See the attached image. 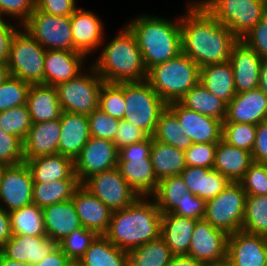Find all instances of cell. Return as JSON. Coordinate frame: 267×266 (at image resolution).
I'll return each instance as SVG.
<instances>
[{
  "label": "cell",
  "mask_w": 267,
  "mask_h": 266,
  "mask_svg": "<svg viewBox=\"0 0 267 266\" xmlns=\"http://www.w3.org/2000/svg\"><path fill=\"white\" fill-rule=\"evenodd\" d=\"M258 88L267 95V59H263L261 63Z\"/></svg>",
  "instance_id": "62"
},
{
  "label": "cell",
  "mask_w": 267,
  "mask_h": 266,
  "mask_svg": "<svg viewBox=\"0 0 267 266\" xmlns=\"http://www.w3.org/2000/svg\"><path fill=\"white\" fill-rule=\"evenodd\" d=\"M126 121L133 123L152 136L160 113L167 107L164 100L145 80L142 82H124Z\"/></svg>",
  "instance_id": "8"
},
{
  "label": "cell",
  "mask_w": 267,
  "mask_h": 266,
  "mask_svg": "<svg viewBox=\"0 0 267 266\" xmlns=\"http://www.w3.org/2000/svg\"><path fill=\"white\" fill-rule=\"evenodd\" d=\"M24 161L23 142L0 128V164L8 166Z\"/></svg>",
  "instance_id": "51"
},
{
  "label": "cell",
  "mask_w": 267,
  "mask_h": 266,
  "mask_svg": "<svg viewBox=\"0 0 267 266\" xmlns=\"http://www.w3.org/2000/svg\"><path fill=\"white\" fill-rule=\"evenodd\" d=\"M178 102L186 108L220 120L222 123L225 120L227 104L210 93L200 82L193 86Z\"/></svg>",
  "instance_id": "36"
},
{
  "label": "cell",
  "mask_w": 267,
  "mask_h": 266,
  "mask_svg": "<svg viewBox=\"0 0 267 266\" xmlns=\"http://www.w3.org/2000/svg\"><path fill=\"white\" fill-rule=\"evenodd\" d=\"M188 192L205 202L221 193L230 181L215 169L186 166L180 173Z\"/></svg>",
  "instance_id": "30"
},
{
  "label": "cell",
  "mask_w": 267,
  "mask_h": 266,
  "mask_svg": "<svg viewBox=\"0 0 267 266\" xmlns=\"http://www.w3.org/2000/svg\"><path fill=\"white\" fill-rule=\"evenodd\" d=\"M30 84L10 76L0 84V112L25 105Z\"/></svg>",
  "instance_id": "47"
},
{
  "label": "cell",
  "mask_w": 267,
  "mask_h": 266,
  "mask_svg": "<svg viewBox=\"0 0 267 266\" xmlns=\"http://www.w3.org/2000/svg\"><path fill=\"white\" fill-rule=\"evenodd\" d=\"M82 227L104 235L110 226L112 211L96 196L80 185L72 196Z\"/></svg>",
  "instance_id": "24"
},
{
  "label": "cell",
  "mask_w": 267,
  "mask_h": 266,
  "mask_svg": "<svg viewBox=\"0 0 267 266\" xmlns=\"http://www.w3.org/2000/svg\"><path fill=\"white\" fill-rule=\"evenodd\" d=\"M97 236L95 231L81 227L60 241L58 246L72 263H77Z\"/></svg>",
  "instance_id": "45"
},
{
  "label": "cell",
  "mask_w": 267,
  "mask_h": 266,
  "mask_svg": "<svg viewBox=\"0 0 267 266\" xmlns=\"http://www.w3.org/2000/svg\"><path fill=\"white\" fill-rule=\"evenodd\" d=\"M70 266H80V265L77 263H72Z\"/></svg>",
  "instance_id": "67"
},
{
  "label": "cell",
  "mask_w": 267,
  "mask_h": 266,
  "mask_svg": "<svg viewBox=\"0 0 267 266\" xmlns=\"http://www.w3.org/2000/svg\"><path fill=\"white\" fill-rule=\"evenodd\" d=\"M240 183L247 195H267V164L254 161Z\"/></svg>",
  "instance_id": "49"
},
{
  "label": "cell",
  "mask_w": 267,
  "mask_h": 266,
  "mask_svg": "<svg viewBox=\"0 0 267 266\" xmlns=\"http://www.w3.org/2000/svg\"><path fill=\"white\" fill-rule=\"evenodd\" d=\"M4 165L0 164V186H1V178L3 174Z\"/></svg>",
  "instance_id": "66"
},
{
  "label": "cell",
  "mask_w": 267,
  "mask_h": 266,
  "mask_svg": "<svg viewBox=\"0 0 267 266\" xmlns=\"http://www.w3.org/2000/svg\"><path fill=\"white\" fill-rule=\"evenodd\" d=\"M217 143H193L185 153L186 166L213 169Z\"/></svg>",
  "instance_id": "50"
},
{
  "label": "cell",
  "mask_w": 267,
  "mask_h": 266,
  "mask_svg": "<svg viewBox=\"0 0 267 266\" xmlns=\"http://www.w3.org/2000/svg\"><path fill=\"white\" fill-rule=\"evenodd\" d=\"M31 126L32 120L26 104L0 112V128L18 137L22 142Z\"/></svg>",
  "instance_id": "43"
},
{
  "label": "cell",
  "mask_w": 267,
  "mask_h": 266,
  "mask_svg": "<svg viewBox=\"0 0 267 266\" xmlns=\"http://www.w3.org/2000/svg\"><path fill=\"white\" fill-rule=\"evenodd\" d=\"M87 57L78 51L46 50L44 61V84L56 86L76 78L85 71Z\"/></svg>",
  "instance_id": "23"
},
{
  "label": "cell",
  "mask_w": 267,
  "mask_h": 266,
  "mask_svg": "<svg viewBox=\"0 0 267 266\" xmlns=\"http://www.w3.org/2000/svg\"><path fill=\"white\" fill-rule=\"evenodd\" d=\"M241 40L262 59H267V12Z\"/></svg>",
  "instance_id": "54"
},
{
  "label": "cell",
  "mask_w": 267,
  "mask_h": 266,
  "mask_svg": "<svg viewBox=\"0 0 267 266\" xmlns=\"http://www.w3.org/2000/svg\"><path fill=\"white\" fill-rule=\"evenodd\" d=\"M22 27L46 50L73 51L70 16H55L35 8Z\"/></svg>",
  "instance_id": "12"
},
{
  "label": "cell",
  "mask_w": 267,
  "mask_h": 266,
  "mask_svg": "<svg viewBox=\"0 0 267 266\" xmlns=\"http://www.w3.org/2000/svg\"><path fill=\"white\" fill-rule=\"evenodd\" d=\"M149 135L133 123L125 119H119L118 129L114 138V144L117 150L130 144L141 142L147 139Z\"/></svg>",
  "instance_id": "53"
},
{
  "label": "cell",
  "mask_w": 267,
  "mask_h": 266,
  "mask_svg": "<svg viewBox=\"0 0 267 266\" xmlns=\"http://www.w3.org/2000/svg\"><path fill=\"white\" fill-rule=\"evenodd\" d=\"M167 107L176 115L184 134L193 143H218L222 139L220 120L197 113L179 102L169 103Z\"/></svg>",
  "instance_id": "18"
},
{
  "label": "cell",
  "mask_w": 267,
  "mask_h": 266,
  "mask_svg": "<svg viewBox=\"0 0 267 266\" xmlns=\"http://www.w3.org/2000/svg\"><path fill=\"white\" fill-rule=\"evenodd\" d=\"M207 266H232V265L227 260H225L219 263L209 264Z\"/></svg>",
  "instance_id": "65"
},
{
  "label": "cell",
  "mask_w": 267,
  "mask_h": 266,
  "mask_svg": "<svg viewBox=\"0 0 267 266\" xmlns=\"http://www.w3.org/2000/svg\"><path fill=\"white\" fill-rule=\"evenodd\" d=\"M174 255L161 237L128 251L129 266H168Z\"/></svg>",
  "instance_id": "39"
},
{
  "label": "cell",
  "mask_w": 267,
  "mask_h": 266,
  "mask_svg": "<svg viewBox=\"0 0 267 266\" xmlns=\"http://www.w3.org/2000/svg\"><path fill=\"white\" fill-rule=\"evenodd\" d=\"M181 16L182 53L200 68L229 61L238 38L198 1L188 2Z\"/></svg>",
  "instance_id": "1"
},
{
  "label": "cell",
  "mask_w": 267,
  "mask_h": 266,
  "mask_svg": "<svg viewBox=\"0 0 267 266\" xmlns=\"http://www.w3.org/2000/svg\"><path fill=\"white\" fill-rule=\"evenodd\" d=\"M242 231L267 236V195H247Z\"/></svg>",
  "instance_id": "42"
},
{
  "label": "cell",
  "mask_w": 267,
  "mask_h": 266,
  "mask_svg": "<svg viewBox=\"0 0 267 266\" xmlns=\"http://www.w3.org/2000/svg\"><path fill=\"white\" fill-rule=\"evenodd\" d=\"M57 246L47 236L12 235L0 248V252L8 259L35 265Z\"/></svg>",
  "instance_id": "22"
},
{
  "label": "cell",
  "mask_w": 267,
  "mask_h": 266,
  "mask_svg": "<svg viewBox=\"0 0 267 266\" xmlns=\"http://www.w3.org/2000/svg\"><path fill=\"white\" fill-rule=\"evenodd\" d=\"M31 171L33 183H49L60 179H77L74 160L61 154L25 159Z\"/></svg>",
  "instance_id": "29"
},
{
  "label": "cell",
  "mask_w": 267,
  "mask_h": 266,
  "mask_svg": "<svg viewBox=\"0 0 267 266\" xmlns=\"http://www.w3.org/2000/svg\"><path fill=\"white\" fill-rule=\"evenodd\" d=\"M150 156L158 181L170 176L180 175L186 167L183 150L155 139H153Z\"/></svg>",
  "instance_id": "35"
},
{
  "label": "cell",
  "mask_w": 267,
  "mask_h": 266,
  "mask_svg": "<svg viewBox=\"0 0 267 266\" xmlns=\"http://www.w3.org/2000/svg\"><path fill=\"white\" fill-rule=\"evenodd\" d=\"M87 72L55 86L62 111L89 115L99 108V94L104 81L93 67Z\"/></svg>",
  "instance_id": "11"
},
{
  "label": "cell",
  "mask_w": 267,
  "mask_h": 266,
  "mask_svg": "<svg viewBox=\"0 0 267 266\" xmlns=\"http://www.w3.org/2000/svg\"><path fill=\"white\" fill-rule=\"evenodd\" d=\"M12 230L9 212L0 207V248L11 238Z\"/></svg>",
  "instance_id": "60"
},
{
  "label": "cell",
  "mask_w": 267,
  "mask_h": 266,
  "mask_svg": "<svg viewBox=\"0 0 267 266\" xmlns=\"http://www.w3.org/2000/svg\"><path fill=\"white\" fill-rule=\"evenodd\" d=\"M34 9L35 0H0V17H16L21 26L29 19Z\"/></svg>",
  "instance_id": "52"
},
{
  "label": "cell",
  "mask_w": 267,
  "mask_h": 266,
  "mask_svg": "<svg viewBox=\"0 0 267 266\" xmlns=\"http://www.w3.org/2000/svg\"><path fill=\"white\" fill-rule=\"evenodd\" d=\"M246 197L240 182H230L216 197L206 201L204 219L227 235L242 230Z\"/></svg>",
  "instance_id": "10"
},
{
  "label": "cell",
  "mask_w": 267,
  "mask_h": 266,
  "mask_svg": "<svg viewBox=\"0 0 267 266\" xmlns=\"http://www.w3.org/2000/svg\"><path fill=\"white\" fill-rule=\"evenodd\" d=\"M256 129L255 124L222 123V139L230 145L252 152Z\"/></svg>",
  "instance_id": "46"
},
{
  "label": "cell",
  "mask_w": 267,
  "mask_h": 266,
  "mask_svg": "<svg viewBox=\"0 0 267 266\" xmlns=\"http://www.w3.org/2000/svg\"><path fill=\"white\" fill-rule=\"evenodd\" d=\"M61 135L60 118L52 121L32 123L23 141L24 159L58 153Z\"/></svg>",
  "instance_id": "26"
},
{
  "label": "cell",
  "mask_w": 267,
  "mask_h": 266,
  "mask_svg": "<svg viewBox=\"0 0 267 266\" xmlns=\"http://www.w3.org/2000/svg\"><path fill=\"white\" fill-rule=\"evenodd\" d=\"M35 8L55 16H70L78 7L76 0H35Z\"/></svg>",
  "instance_id": "56"
},
{
  "label": "cell",
  "mask_w": 267,
  "mask_h": 266,
  "mask_svg": "<svg viewBox=\"0 0 267 266\" xmlns=\"http://www.w3.org/2000/svg\"><path fill=\"white\" fill-rule=\"evenodd\" d=\"M92 67L104 82H142L147 78L141 50L135 35L127 26L101 48Z\"/></svg>",
  "instance_id": "4"
},
{
  "label": "cell",
  "mask_w": 267,
  "mask_h": 266,
  "mask_svg": "<svg viewBox=\"0 0 267 266\" xmlns=\"http://www.w3.org/2000/svg\"><path fill=\"white\" fill-rule=\"evenodd\" d=\"M188 193L181 175L170 176L158 182V188L151 196L161 213H171Z\"/></svg>",
  "instance_id": "41"
},
{
  "label": "cell",
  "mask_w": 267,
  "mask_h": 266,
  "mask_svg": "<svg viewBox=\"0 0 267 266\" xmlns=\"http://www.w3.org/2000/svg\"><path fill=\"white\" fill-rule=\"evenodd\" d=\"M91 137L101 138L114 142L118 129L119 119L109 116L101 109H95L87 115Z\"/></svg>",
  "instance_id": "48"
},
{
  "label": "cell",
  "mask_w": 267,
  "mask_h": 266,
  "mask_svg": "<svg viewBox=\"0 0 267 266\" xmlns=\"http://www.w3.org/2000/svg\"><path fill=\"white\" fill-rule=\"evenodd\" d=\"M22 29V30H20ZM14 35L7 65L10 76L32 84H44L43 48L23 27Z\"/></svg>",
  "instance_id": "9"
},
{
  "label": "cell",
  "mask_w": 267,
  "mask_h": 266,
  "mask_svg": "<svg viewBox=\"0 0 267 266\" xmlns=\"http://www.w3.org/2000/svg\"><path fill=\"white\" fill-rule=\"evenodd\" d=\"M81 185L112 212L128 207L139 197L117 167L94 174Z\"/></svg>",
  "instance_id": "13"
},
{
  "label": "cell",
  "mask_w": 267,
  "mask_h": 266,
  "mask_svg": "<svg viewBox=\"0 0 267 266\" xmlns=\"http://www.w3.org/2000/svg\"><path fill=\"white\" fill-rule=\"evenodd\" d=\"M78 179H60L49 183H33V204L41 209L51 204L70 201L80 186Z\"/></svg>",
  "instance_id": "37"
},
{
  "label": "cell",
  "mask_w": 267,
  "mask_h": 266,
  "mask_svg": "<svg viewBox=\"0 0 267 266\" xmlns=\"http://www.w3.org/2000/svg\"><path fill=\"white\" fill-rule=\"evenodd\" d=\"M198 220L162 213L160 237L173 255H188L191 237Z\"/></svg>",
  "instance_id": "32"
},
{
  "label": "cell",
  "mask_w": 267,
  "mask_h": 266,
  "mask_svg": "<svg viewBox=\"0 0 267 266\" xmlns=\"http://www.w3.org/2000/svg\"><path fill=\"white\" fill-rule=\"evenodd\" d=\"M206 202L192 193L188 192L179 203V205L171 212L181 217H190L197 220L204 219Z\"/></svg>",
  "instance_id": "55"
},
{
  "label": "cell",
  "mask_w": 267,
  "mask_h": 266,
  "mask_svg": "<svg viewBox=\"0 0 267 266\" xmlns=\"http://www.w3.org/2000/svg\"><path fill=\"white\" fill-rule=\"evenodd\" d=\"M77 264L80 266H129L128 252L116 247L104 235H98Z\"/></svg>",
  "instance_id": "34"
},
{
  "label": "cell",
  "mask_w": 267,
  "mask_h": 266,
  "mask_svg": "<svg viewBox=\"0 0 267 266\" xmlns=\"http://www.w3.org/2000/svg\"><path fill=\"white\" fill-rule=\"evenodd\" d=\"M253 162L252 152L230 145L223 139L217 143L213 169L230 182H240Z\"/></svg>",
  "instance_id": "28"
},
{
  "label": "cell",
  "mask_w": 267,
  "mask_h": 266,
  "mask_svg": "<svg viewBox=\"0 0 267 266\" xmlns=\"http://www.w3.org/2000/svg\"><path fill=\"white\" fill-rule=\"evenodd\" d=\"M124 82H103L99 94V109L117 119H123L125 112Z\"/></svg>",
  "instance_id": "44"
},
{
  "label": "cell",
  "mask_w": 267,
  "mask_h": 266,
  "mask_svg": "<svg viewBox=\"0 0 267 266\" xmlns=\"http://www.w3.org/2000/svg\"><path fill=\"white\" fill-rule=\"evenodd\" d=\"M70 24L73 33V51L91 55L104 43V25L102 20L90 10L77 8L70 15Z\"/></svg>",
  "instance_id": "19"
},
{
  "label": "cell",
  "mask_w": 267,
  "mask_h": 266,
  "mask_svg": "<svg viewBox=\"0 0 267 266\" xmlns=\"http://www.w3.org/2000/svg\"><path fill=\"white\" fill-rule=\"evenodd\" d=\"M227 261L232 266H267V236L242 230L228 235Z\"/></svg>",
  "instance_id": "17"
},
{
  "label": "cell",
  "mask_w": 267,
  "mask_h": 266,
  "mask_svg": "<svg viewBox=\"0 0 267 266\" xmlns=\"http://www.w3.org/2000/svg\"><path fill=\"white\" fill-rule=\"evenodd\" d=\"M198 2L238 39L243 38L267 12V0H201Z\"/></svg>",
  "instance_id": "7"
},
{
  "label": "cell",
  "mask_w": 267,
  "mask_h": 266,
  "mask_svg": "<svg viewBox=\"0 0 267 266\" xmlns=\"http://www.w3.org/2000/svg\"><path fill=\"white\" fill-rule=\"evenodd\" d=\"M262 60L243 40L238 39L233 45L229 61L237 94L258 88Z\"/></svg>",
  "instance_id": "20"
},
{
  "label": "cell",
  "mask_w": 267,
  "mask_h": 266,
  "mask_svg": "<svg viewBox=\"0 0 267 266\" xmlns=\"http://www.w3.org/2000/svg\"><path fill=\"white\" fill-rule=\"evenodd\" d=\"M152 138L183 151L193 144L184 134L176 115L168 107L160 113Z\"/></svg>",
  "instance_id": "38"
},
{
  "label": "cell",
  "mask_w": 267,
  "mask_h": 266,
  "mask_svg": "<svg viewBox=\"0 0 267 266\" xmlns=\"http://www.w3.org/2000/svg\"><path fill=\"white\" fill-rule=\"evenodd\" d=\"M252 157L255 162L267 164V119L257 124Z\"/></svg>",
  "instance_id": "58"
},
{
  "label": "cell",
  "mask_w": 267,
  "mask_h": 266,
  "mask_svg": "<svg viewBox=\"0 0 267 266\" xmlns=\"http://www.w3.org/2000/svg\"><path fill=\"white\" fill-rule=\"evenodd\" d=\"M32 194L33 178L25 161L16 165H4L0 186V207L11 212L30 205L33 203Z\"/></svg>",
  "instance_id": "14"
},
{
  "label": "cell",
  "mask_w": 267,
  "mask_h": 266,
  "mask_svg": "<svg viewBox=\"0 0 267 266\" xmlns=\"http://www.w3.org/2000/svg\"><path fill=\"white\" fill-rule=\"evenodd\" d=\"M161 216L152 197H138L128 207L111 213L110 226L104 236L128 252L160 237Z\"/></svg>",
  "instance_id": "2"
},
{
  "label": "cell",
  "mask_w": 267,
  "mask_h": 266,
  "mask_svg": "<svg viewBox=\"0 0 267 266\" xmlns=\"http://www.w3.org/2000/svg\"><path fill=\"white\" fill-rule=\"evenodd\" d=\"M26 105L32 123L59 119L63 112L56 87L46 84L30 85Z\"/></svg>",
  "instance_id": "31"
},
{
  "label": "cell",
  "mask_w": 267,
  "mask_h": 266,
  "mask_svg": "<svg viewBox=\"0 0 267 266\" xmlns=\"http://www.w3.org/2000/svg\"><path fill=\"white\" fill-rule=\"evenodd\" d=\"M173 21L145 13L127 23L136 37L147 71L182 52L181 16Z\"/></svg>",
  "instance_id": "3"
},
{
  "label": "cell",
  "mask_w": 267,
  "mask_h": 266,
  "mask_svg": "<svg viewBox=\"0 0 267 266\" xmlns=\"http://www.w3.org/2000/svg\"><path fill=\"white\" fill-rule=\"evenodd\" d=\"M118 150L114 142L90 137L74 160V171L80 184L94 174L117 167Z\"/></svg>",
  "instance_id": "15"
},
{
  "label": "cell",
  "mask_w": 267,
  "mask_h": 266,
  "mask_svg": "<svg viewBox=\"0 0 267 266\" xmlns=\"http://www.w3.org/2000/svg\"><path fill=\"white\" fill-rule=\"evenodd\" d=\"M228 235L205 219L196 222L188 256L206 265L227 260Z\"/></svg>",
  "instance_id": "16"
},
{
  "label": "cell",
  "mask_w": 267,
  "mask_h": 266,
  "mask_svg": "<svg viewBox=\"0 0 267 266\" xmlns=\"http://www.w3.org/2000/svg\"><path fill=\"white\" fill-rule=\"evenodd\" d=\"M200 83L226 104L237 94L230 61L210 64L200 68Z\"/></svg>",
  "instance_id": "33"
},
{
  "label": "cell",
  "mask_w": 267,
  "mask_h": 266,
  "mask_svg": "<svg viewBox=\"0 0 267 266\" xmlns=\"http://www.w3.org/2000/svg\"><path fill=\"white\" fill-rule=\"evenodd\" d=\"M168 266H207L188 255H174Z\"/></svg>",
  "instance_id": "61"
},
{
  "label": "cell",
  "mask_w": 267,
  "mask_h": 266,
  "mask_svg": "<svg viewBox=\"0 0 267 266\" xmlns=\"http://www.w3.org/2000/svg\"><path fill=\"white\" fill-rule=\"evenodd\" d=\"M21 27L20 24L13 25L5 18L0 17V62L7 63L9 59V52L11 43L15 33Z\"/></svg>",
  "instance_id": "57"
},
{
  "label": "cell",
  "mask_w": 267,
  "mask_h": 266,
  "mask_svg": "<svg viewBox=\"0 0 267 266\" xmlns=\"http://www.w3.org/2000/svg\"><path fill=\"white\" fill-rule=\"evenodd\" d=\"M10 77L9 67L7 63L0 62V84Z\"/></svg>",
  "instance_id": "64"
},
{
  "label": "cell",
  "mask_w": 267,
  "mask_h": 266,
  "mask_svg": "<svg viewBox=\"0 0 267 266\" xmlns=\"http://www.w3.org/2000/svg\"><path fill=\"white\" fill-rule=\"evenodd\" d=\"M152 144L153 138L149 136L118 150L117 168L139 197H151L158 188L150 156Z\"/></svg>",
  "instance_id": "6"
},
{
  "label": "cell",
  "mask_w": 267,
  "mask_h": 266,
  "mask_svg": "<svg viewBox=\"0 0 267 266\" xmlns=\"http://www.w3.org/2000/svg\"><path fill=\"white\" fill-rule=\"evenodd\" d=\"M146 81L166 104L178 102L200 82V67L184 53L147 71Z\"/></svg>",
  "instance_id": "5"
},
{
  "label": "cell",
  "mask_w": 267,
  "mask_h": 266,
  "mask_svg": "<svg viewBox=\"0 0 267 266\" xmlns=\"http://www.w3.org/2000/svg\"><path fill=\"white\" fill-rule=\"evenodd\" d=\"M0 266H33L26 262H18L11 259L6 258L1 252H0Z\"/></svg>",
  "instance_id": "63"
},
{
  "label": "cell",
  "mask_w": 267,
  "mask_h": 266,
  "mask_svg": "<svg viewBox=\"0 0 267 266\" xmlns=\"http://www.w3.org/2000/svg\"><path fill=\"white\" fill-rule=\"evenodd\" d=\"M71 264L67 255L57 246L42 261L33 266H70Z\"/></svg>",
  "instance_id": "59"
},
{
  "label": "cell",
  "mask_w": 267,
  "mask_h": 266,
  "mask_svg": "<svg viewBox=\"0 0 267 266\" xmlns=\"http://www.w3.org/2000/svg\"><path fill=\"white\" fill-rule=\"evenodd\" d=\"M267 119V95L259 88L244 91L227 104L223 123L259 124Z\"/></svg>",
  "instance_id": "21"
},
{
  "label": "cell",
  "mask_w": 267,
  "mask_h": 266,
  "mask_svg": "<svg viewBox=\"0 0 267 266\" xmlns=\"http://www.w3.org/2000/svg\"><path fill=\"white\" fill-rule=\"evenodd\" d=\"M61 135L58 154L75 160L90 139L89 120L85 114L63 111L60 117Z\"/></svg>",
  "instance_id": "25"
},
{
  "label": "cell",
  "mask_w": 267,
  "mask_h": 266,
  "mask_svg": "<svg viewBox=\"0 0 267 266\" xmlns=\"http://www.w3.org/2000/svg\"><path fill=\"white\" fill-rule=\"evenodd\" d=\"M12 235L47 236L42 209L35 204L9 212Z\"/></svg>",
  "instance_id": "40"
},
{
  "label": "cell",
  "mask_w": 267,
  "mask_h": 266,
  "mask_svg": "<svg viewBox=\"0 0 267 266\" xmlns=\"http://www.w3.org/2000/svg\"><path fill=\"white\" fill-rule=\"evenodd\" d=\"M42 214L47 237L57 244L82 227L72 200L51 204L42 209Z\"/></svg>",
  "instance_id": "27"
}]
</instances>
